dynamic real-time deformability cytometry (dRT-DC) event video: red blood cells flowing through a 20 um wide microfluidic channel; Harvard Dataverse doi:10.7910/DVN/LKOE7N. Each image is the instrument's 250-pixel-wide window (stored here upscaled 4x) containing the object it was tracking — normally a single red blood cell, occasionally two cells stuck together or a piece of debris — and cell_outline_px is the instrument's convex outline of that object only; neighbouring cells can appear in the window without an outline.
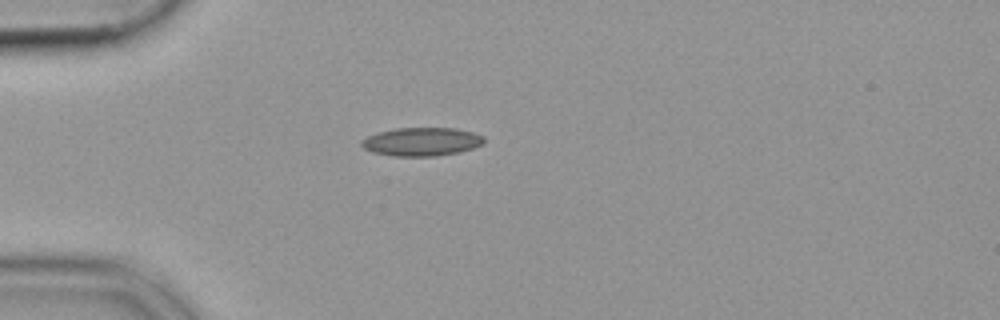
{"species": "common noctule bat (a hibernating species)", "species_latin": "Nyctalus noctula", "temperature_condition": "cold", "stored_images_in_passage": 39, "camera_frame_rate_fps": 3000, "um_per_image_px": 0.085, "animal": {"sex": "female", "body_mass_g": 19.9}, "frame": {"image": 1, "passage_image": 1, "time_ms": 0.0, "image_size_px": [1000, 320], "cell_outline_px": [[484, 144], [460, 152], [436, 156], [392, 156], [372, 152], [364, 148], [360, 144], [360, 140], [368, 136], [380, 132], [396, 128], [456, 128], [472, 132], [484, 136]], "centroid_in_image_um": [35.84, 12.05], "position_along_channel_um": 49.2, "area_um2": 20.35}}
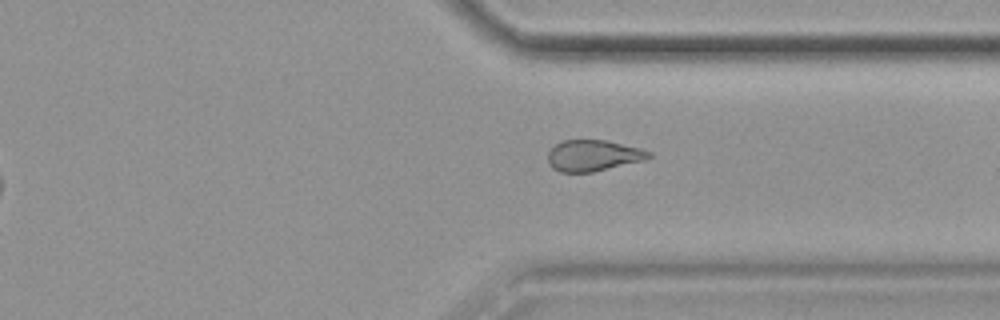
{"frame": {"image": 2, "passage_image": 27, "time_ms": 8.667, "image_size_px": [1000, 320], "cell_outline_px": [[652, 156], [644, 160], [592, 172], [560, 172], [552, 168], [548, 160], [548, 152], [556, 144], [564, 140], [604, 140], [640, 148], [652, 152]], "centroid_in_image_um": [50.42, 13.22], "position_along_channel_um": 361.0, "area_um2": 18.15}}
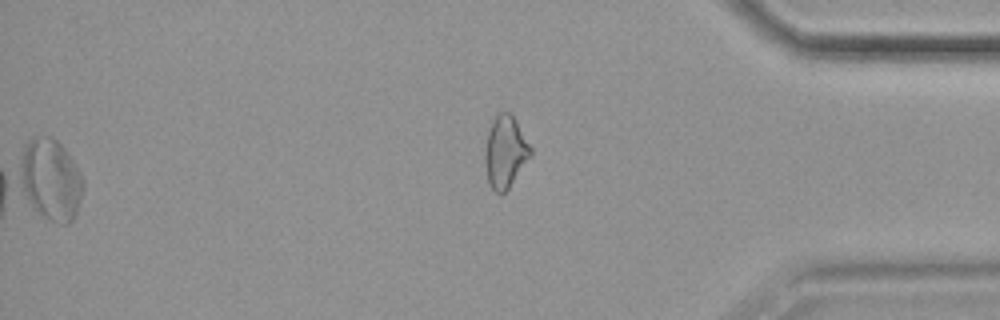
{"frame": {"image": 3, "passage_image": 31, "time_ms": 10.0, "image_size_px": [1000, 320], "cell_outline_px": [[532, 152], [508, 188], [504, 192], [496, 192], [488, 184], [484, 160], [484, 152], [488, 132], [496, 116], [500, 112], [512, 112], [532, 148]], "centroid_in_image_um": [42.93, 12.88], "position_along_channel_um": 392.3, "area_um2": 18.84}}